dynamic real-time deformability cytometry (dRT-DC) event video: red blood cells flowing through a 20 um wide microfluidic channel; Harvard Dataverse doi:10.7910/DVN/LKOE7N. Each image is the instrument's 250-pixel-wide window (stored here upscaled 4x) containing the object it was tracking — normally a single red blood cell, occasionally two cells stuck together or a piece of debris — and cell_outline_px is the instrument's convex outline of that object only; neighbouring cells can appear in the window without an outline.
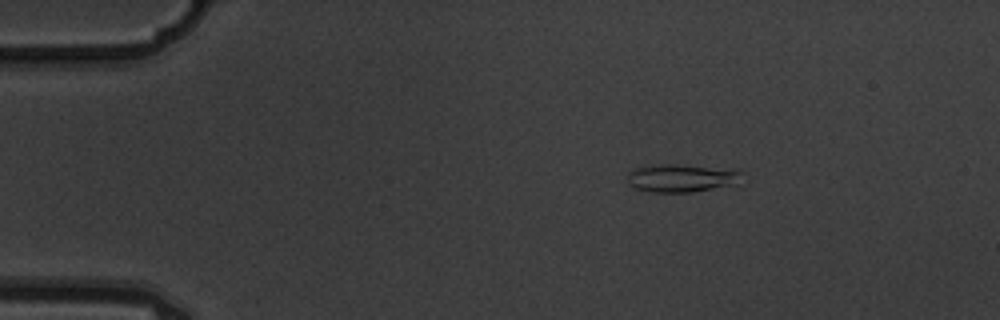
{"species": "common noctule bat (a hibernating species)", "species_latin": "Nyctalus noctula", "temperature_condition": "warm", "stored_images_in_passage": 4, "camera_frame_rate_fps": 3000, "um_per_image_px": 0.085, "animal": {"sex": "male", "body_mass_g": 19.5, "forearm_length_mm": 54.6}, "frame": {"image": 1, "passage_image": 2, "time_ms": 0.333, "image_size_px": [1000, 320], "cell_outline_px": [[744, 172], [732, 184], [692, 192], [652, 192], [636, 188], [628, 184], [628, 172], [636, 168], [660, 164], [672, 164]], "centroid_in_image_um": [57.78, 15.15], "position_along_channel_um": 27.2, "area_um2": 17.74}}